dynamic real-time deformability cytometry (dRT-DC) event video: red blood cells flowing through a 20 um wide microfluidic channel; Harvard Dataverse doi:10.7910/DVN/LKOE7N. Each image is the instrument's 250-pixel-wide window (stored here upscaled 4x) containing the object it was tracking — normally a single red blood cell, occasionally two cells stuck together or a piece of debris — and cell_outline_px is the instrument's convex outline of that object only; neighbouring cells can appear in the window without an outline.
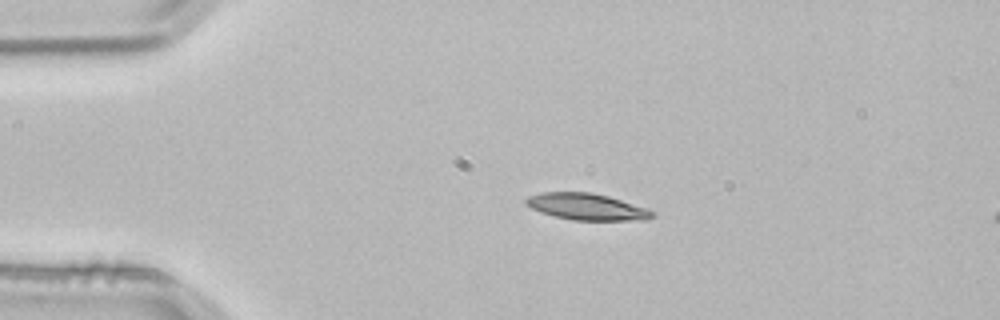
{"species": "common noctule bat (a hibernating species)", "species_latin": "Nyctalus noctula", "temperature_condition": "room temperature", "stored_images_in_passage": 2, "camera_frame_rate_fps": 3000, "um_per_image_px": 0.085, "animal": {"sex": "male", "body_mass_g": 21.5, "forearm_length_mm": 52.0}, "frame": {"image": 1, "passage_image": 1, "time_ms": 0.0, "image_size_px": [1000, 320], "cell_outline_px": [[652, 216], [648, 220], [572, 220], [540, 212], [524, 204], [524, 200], [528, 196], [540, 192], [592, 192], [608, 196], [648, 208], [652, 212]], "centroid_in_image_um": [49.84, 17.56], "position_along_channel_um": 35.2, "area_um2": 19.54}}